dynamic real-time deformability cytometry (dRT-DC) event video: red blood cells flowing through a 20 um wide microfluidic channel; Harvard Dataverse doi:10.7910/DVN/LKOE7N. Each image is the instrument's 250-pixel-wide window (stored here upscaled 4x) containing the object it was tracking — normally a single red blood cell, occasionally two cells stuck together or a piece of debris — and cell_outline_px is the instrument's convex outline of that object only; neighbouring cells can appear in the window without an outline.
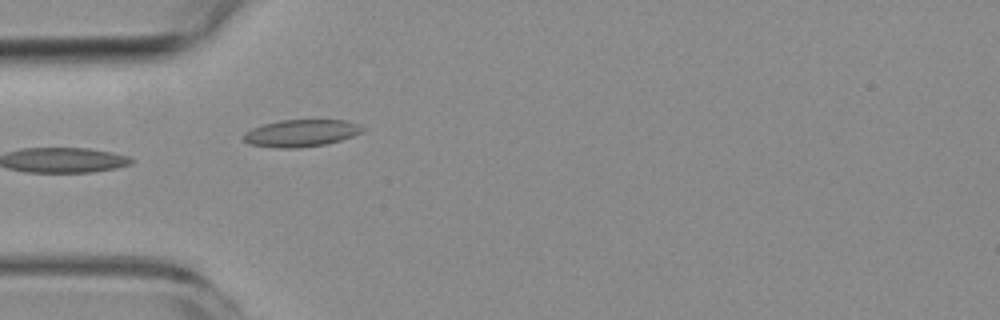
{"species": "common noctule bat (a hibernating species)", "species_latin": "Nyctalus noctula", "temperature_condition": "room temperature", "stored_images_in_passage": 5, "camera_frame_rate_fps": 3000, "um_per_image_px": 0.085, "animal": {"sex": "female", "body_mass_g": 19.3, "forearm_length_mm": 54.1}, "frame": {"image": 1, "passage_image": 5, "time_ms": 4.667, "image_size_px": [1000, 320], "cell_outline_px": [[364, 128], [360, 132], [352, 136], [340, 140], [324, 144], [296, 148], [276, 148], [248, 144], [244, 140], [244, 132], [252, 128], [264, 124], [280, 120], [344, 120], [356, 124]], "centroid_in_image_um": [25.53, 11.32], "position_along_channel_um": 59.5, "area_um2": 18.55}}